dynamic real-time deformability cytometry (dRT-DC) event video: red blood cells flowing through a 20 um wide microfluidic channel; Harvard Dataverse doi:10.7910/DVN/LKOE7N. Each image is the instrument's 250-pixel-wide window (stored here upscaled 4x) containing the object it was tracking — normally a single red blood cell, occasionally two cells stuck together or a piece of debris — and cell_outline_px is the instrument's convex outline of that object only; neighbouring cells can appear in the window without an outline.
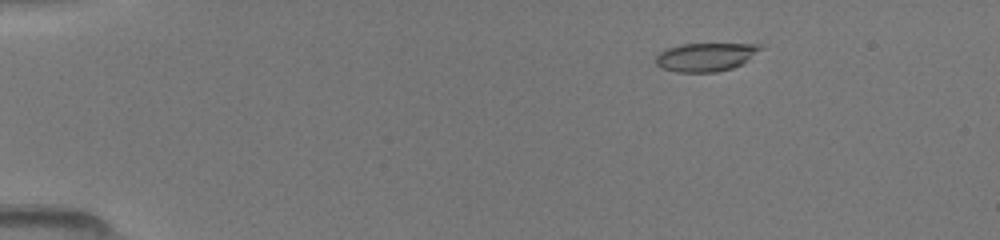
{"species": "common noctule bat (a hibernating species)", "species_latin": "Nyctalus noctula", "temperature_condition": "room temperature", "stored_images_in_passage": 43, "camera_frame_rate_fps": 3000, "um_per_image_px": 0.085, "animal": {"sex": "female", "body_mass_g": 19.5, "forearm_length_mm": 54.1}, "frame": {"image": 1, "passage_image": 1, "time_ms": 0.0, "image_size_px": [1000, 240], "cell_outline_px": [[764, 48], [740, 64], [732, 68], [716, 72], [676, 72], [660, 68], [656, 64], [656, 56], [660, 52], [668, 48], [680, 44], [764, 44]], "centroid_in_image_um": [59.97, 4.84], "position_along_channel_um": 25.0, "area_um2": 17.28}}
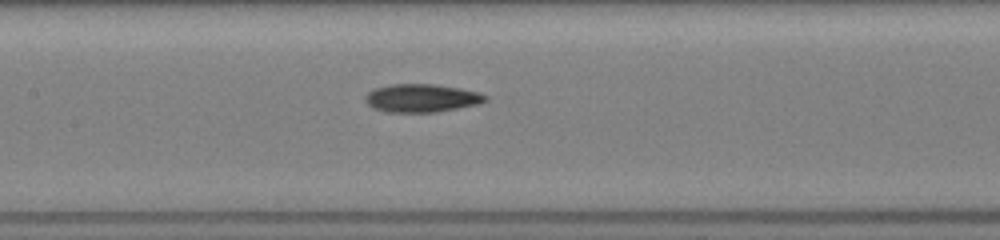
{"frame": {"image": 2, "passage_image": 18, "time_ms": 5.667, "image_size_px": [1000, 240], "cell_outline_px": [[488, 100], [480, 104], [436, 112], [388, 112], [372, 108], [364, 100], [364, 96], [372, 88], [392, 84], [432, 84], [460, 88], [480, 92], [488, 96]], "centroid_in_image_um": [35.84, 8.33], "position_along_channel_um": 171.6, "area_um2": 19.94}}
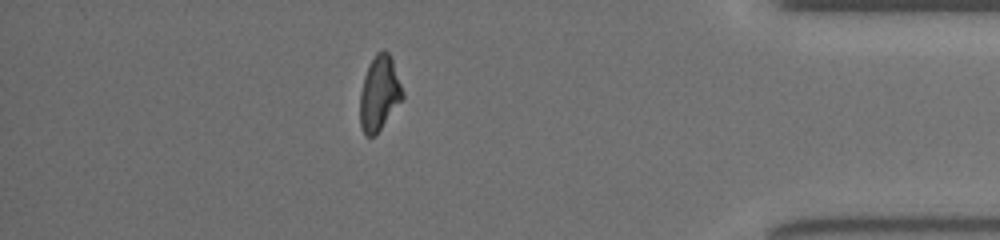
{"frame": {"image": 3, "passage_image": 37, "time_ms": 12.0, "image_size_px": [1000, 240], "cell_outline_px": [[404, 96], [380, 128], [372, 136], [364, 136], [360, 124], [360, 92], [364, 76], [368, 64], [376, 52], [388, 52], [392, 60], [404, 92]], "centroid_in_image_um": [32.22, 7.92], "position_along_channel_um": 403.0, "area_um2": 18.15}}